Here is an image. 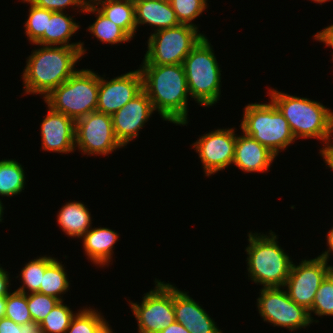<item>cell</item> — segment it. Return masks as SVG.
<instances>
[{
  "mask_svg": "<svg viewBox=\"0 0 333 333\" xmlns=\"http://www.w3.org/2000/svg\"><path fill=\"white\" fill-rule=\"evenodd\" d=\"M315 40L323 42L326 46L333 48V24L313 35ZM333 54V53H332ZM333 61V55H332Z\"/></svg>",
  "mask_w": 333,
  "mask_h": 333,
  "instance_id": "cell-37",
  "label": "cell"
},
{
  "mask_svg": "<svg viewBox=\"0 0 333 333\" xmlns=\"http://www.w3.org/2000/svg\"><path fill=\"white\" fill-rule=\"evenodd\" d=\"M154 108L148 95L142 90L112 117L114 132L118 141L125 147L139 137L138 133L151 118Z\"/></svg>",
  "mask_w": 333,
  "mask_h": 333,
  "instance_id": "cell-15",
  "label": "cell"
},
{
  "mask_svg": "<svg viewBox=\"0 0 333 333\" xmlns=\"http://www.w3.org/2000/svg\"><path fill=\"white\" fill-rule=\"evenodd\" d=\"M6 296L0 297V318L5 316Z\"/></svg>",
  "mask_w": 333,
  "mask_h": 333,
  "instance_id": "cell-42",
  "label": "cell"
},
{
  "mask_svg": "<svg viewBox=\"0 0 333 333\" xmlns=\"http://www.w3.org/2000/svg\"><path fill=\"white\" fill-rule=\"evenodd\" d=\"M328 259L317 256L313 259H302L299 265L292 263L285 289L292 301L310 311L313 300L321 282L331 272Z\"/></svg>",
  "mask_w": 333,
  "mask_h": 333,
  "instance_id": "cell-12",
  "label": "cell"
},
{
  "mask_svg": "<svg viewBox=\"0 0 333 333\" xmlns=\"http://www.w3.org/2000/svg\"><path fill=\"white\" fill-rule=\"evenodd\" d=\"M236 134L234 128L216 129L202 135L193 143L202 162L206 177L232 165L235 153Z\"/></svg>",
  "mask_w": 333,
  "mask_h": 333,
  "instance_id": "cell-13",
  "label": "cell"
},
{
  "mask_svg": "<svg viewBox=\"0 0 333 333\" xmlns=\"http://www.w3.org/2000/svg\"><path fill=\"white\" fill-rule=\"evenodd\" d=\"M142 90V75L139 68L109 81L99 75L96 111L112 116Z\"/></svg>",
  "mask_w": 333,
  "mask_h": 333,
  "instance_id": "cell-14",
  "label": "cell"
},
{
  "mask_svg": "<svg viewBox=\"0 0 333 333\" xmlns=\"http://www.w3.org/2000/svg\"><path fill=\"white\" fill-rule=\"evenodd\" d=\"M90 2L133 39L137 30L134 0H90Z\"/></svg>",
  "mask_w": 333,
  "mask_h": 333,
  "instance_id": "cell-23",
  "label": "cell"
},
{
  "mask_svg": "<svg viewBox=\"0 0 333 333\" xmlns=\"http://www.w3.org/2000/svg\"><path fill=\"white\" fill-rule=\"evenodd\" d=\"M282 289V290H281ZM257 307L263 321L289 331L312 324L309 311L292 301L284 287L261 288Z\"/></svg>",
  "mask_w": 333,
  "mask_h": 333,
  "instance_id": "cell-10",
  "label": "cell"
},
{
  "mask_svg": "<svg viewBox=\"0 0 333 333\" xmlns=\"http://www.w3.org/2000/svg\"><path fill=\"white\" fill-rule=\"evenodd\" d=\"M313 314L318 317L333 316V274L330 272L321 282L313 300V305L309 311L311 322H319L311 316Z\"/></svg>",
  "mask_w": 333,
  "mask_h": 333,
  "instance_id": "cell-32",
  "label": "cell"
},
{
  "mask_svg": "<svg viewBox=\"0 0 333 333\" xmlns=\"http://www.w3.org/2000/svg\"><path fill=\"white\" fill-rule=\"evenodd\" d=\"M26 328L5 316L0 318V333H24Z\"/></svg>",
  "mask_w": 333,
  "mask_h": 333,
  "instance_id": "cell-36",
  "label": "cell"
},
{
  "mask_svg": "<svg viewBox=\"0 0 333 333\" xmlns=\"http://www.w3.org/2000/svg\"><path fill=\"white\" fill-rule=\"evenodd\" d=\"M5 317L25 327L35 326L28 309L27 294L14 290L6 295Z\"/></svg>",
  "mask_w": 333,
  "mask_h": 333,
  "instance_id": "cell-31",
  "label": "cell"
},
{
  "mask_svg": "<svg viewBox=\"0 0 333 333\" xmlns=\"http://www.w3.org/2000/svg\"><path fill=\"white\" fill-rule=\"evenodd\" d=\"M75 147L87 155H108L124 147L116 138L112 117L92 112L75 121Z\"/></svg>",
  "mask_w": 333,
  "mask_h": 333,
  "instance_id": "cell-11",
  "label": "cell"
},
{
  "mask_svg": "<svg viewBox=\"0 0 333 333\" xmlns=\"http://www.w3.org/2000/svg\"><path fill=\"white\" fill-rule=\"evenodd\" d=\"M240 128L276 156L296 140L288 121L271 100L246 105Z\"/></svg>",
  "mask_w": 333,
  "mask_h": 333,
  "instance_id": "cell-7",
  "label": "cell"
},
{
  "mask_svg": "<svg viewBox=\"0 0 333 333\" xmlns=\"http://www.w3.org/2000/svg\"><path fill=\"white\" fill-rule=\"evenodd\" d=\"M106 322L98 310L85 307L73 316L66 333H97Z\"/></svg>",
  "mask_w": 333,
  "mask_h": 333,
  "instance_id": "cell-29",
  "label": "cell"
},
{
  "mask_svg": "<svg viewBox=\"0 0 333 333\" xmlns=\"http://www.w3.org/2000/svg\"><path fill=\"white\" fill-rule=\"evenodd\" d=\"M157 333H190V331L185 328V326L175 321L174 323L170 324L168 327Z\"/></svg>",
  "mask_w": 333,
  "mask_h": 333,
  "instance_id": "cell-40",
  "label": "cell"
},
{
  "mask_svg": "<svg viewBox=\"0 0 333 333\" xmlns=\"http://www.w3.org/2000/svg\"><path fill=\"white\" fill-rule=\"evenodd\" d=\"M57 222L62 231L72 238H80L91 229L89 209L79 201L67 202L57 213Z\"/></svg>",
  "mask_w": 333,
  "mask_h": 333,
  "instance_id": "cell-22",
  "label": "cell"
},
{
  "mask_svg": "<svg viewBox=\"0 0 333 333\" xmlns=\"http://www.w3.org/2000/svg\"><path fill=\"white\" fill-rule=\"evenodd\" d=\"M180 24L198 26L192 20L199 17L207 8V0H169Z\"/></svg>",
  "mask_w": 333,
  "mask_h": 333,
  "instance_id": "cell-33",
  "label": "cell"
},
{
  "mask_svg": "<svg viewBox=\"0 0 333 333\" xmlns=\"http://www.w3.org/2000/svg\"><path fill=\"white\" fill-rule=\"evenodd\" d=\"M311 1H313V2H317V4L319 3V4H321L322 5V3H325V2H327V1H331V0H311Z\"/></svg>",
  "mask_w": 333,
  "mask_h": 333,
  "instance_id": "cell-46",
  "label": "cell"
},
{
  "mask_svg": "<svg viewBox=\"0 0 333 333\" xmlns=\"http://www.w3.org/2000/svg\"><path fill=\"white\" fill-rule=\"evenodd\" d=\"M27 58L23 69V89L26 94H40L43 99L76 71L82 57L81 47L38 45Z\"/></svg>",
  "mask_w": 333,
  "mask_h": 333,
  "instance_id": "cell-2",
  "label": "cell"
},
{
  "mask_svg": "<svg viewBox=\"0 0 333 333\" xmlns=\"http://www.w3.org/2000/svg\"><path fill=\"white\" fill-rule=\"evenodd\" d=\"M198 31L195 26L180 24L151 33L141 65L182 64L191 50L205 37Z\"/></svg>",
  "mask_w": 333,
  "mask_h": 333,
  "instance_id": "cell-8",
  "label": "cell"
},
{
  "mask_svg": "<svg viewBox=\"0 0 333 333\" xmlns=\"http://www.w3.org/2000/svg\"><path fill=\"white\" fill-rule=\"evenodd\" d=\"M99 75L91 69H78L70 78L44 98L53 111L78 120L96 112Z\"/></svg>",
  "mask_w": 333,
  "mask_h": 333,
  "instance_id": "cell-6",
  "label": "cell"
},
{
  "mask_svg": "<svg viewBox=\"0 0 333 333\" xmlns=\"http://www.w3.org/2000/svg\"><path fill=\"white\" fill-rule=\"evenodd\" d=\"M276 155L267 147L260 144L253 137L246 135L237 136L234 153V166L244 172H268Z\"/></svg>",
  "mask_w": 333,
  "mask_h": 333,
  "instance_id": "cell-18",
  "label": "cell"
},
{
  "mask_svg": "<svg viewBox=\"0 0 333 333\" xmlns=\"http://www.w3.org/2000/svg\"><path fill=\"white\" fill-rule=\"evenodd\" d=\"M331 273L333 274V266H331V269H330Z\"/></svg>",
  "mask_w": 333,
  "mask_h": 333,
  "instance_id": "cell-47",
  "label": "cell"
},
{
  "mask_svg": "<svg viewBox=\"0 0 333 333\" xmlns=\"http://www.w3.org/2000/svg\"><path fill=\"white\" fill-rule=\"evenodd\" d=\"M74 313L60 301L37 326L42 333H66Z\"/></svg>",
  "mask_w": 333,
  "mask_h": 333,
  "instance_id": "cell-28",
  "label": "cell"
},
{
  "mask_svg": "<svg viewBox=\"0 0 333 333\" xmlns=\"http://www.w3.org/2000/svg\"><path fill=\"white\" fill-rule=\"evenodd\" d=\"M5 208L0 204V222H2V220H3V214H4V212H3V210H4Z\"/></svg>",
  "mask_w": 333,
  "mask_h": 333,
  "instance_id": "cell-45",
  "label": "cell"
},
{
  "mask_svg": "<svg viewBox=\"0 0 333 333\" xmlns=\"http://www.w3.org/2000/svg\"><path fill=\"white\" fill-rule=\"evenodd\" d=\"M97 333H114L111 329V326H109L108 322H106Z\"/></svg>",
  "mask_w": 333,
  "mask_h": 333,
  "instance_id": "cell-43",
  "label": "cell"
},
{
  "mask_svg": "<svg viewBox=\"0 0 333 333\" xmlns=\"http://www.w3.org/2000/svg\"><path fill=\"white\" fill-rule=\"evenodd\" d=\"M142 89L164 121L188 123L189 89L182 64L141 65Z\"/></svg>",
  "mask_w": 333,
  "mask_h": 333,
  "instance_id": "cell-1",
  "label": "cell"
},
{
  "mask_svg": "<svg viewBox=\"0 0 333 333\" xmlns=\"http://www.w3.org/2000/svg\"><path fill=\"white\" fill-rule=\"evenodd\" d=\"M83 13H96V20L87 30L100 42L109 45L129 42L132 38L118 25L104 16L90 1Z\"/></svg>",
  "mask_w": 333,
  "mask_h": 333,
  "instance_id": "cell-24",
  "label": "cell"
},
{
  "mask_svg": "<svg viewBox=\"0 0 333 333\" xmlns=\"http://www.w3.org/2000/svg\"><path fill=\"white\" fill-rule=\"evenodd\" d=\"M79 28L80 25L72 16H68L64 12L52 11L51 18L48 19L47 31H44V35L34 45L81 47L83 56L87 51L83 42L69 43L70 38Z\"/></svg>",
  "mask_w": 333,
  "mask_h": 333,
  "instance_id": "cell-21",
  "label": "cell"
},
{
  "mask_svg": "<svg viewBox=\"0 0 333 333\" xmlns=\"http://www.w3.org/2000/svg\"><path fill=\"white\" fill-rule=\"evenodd\" d=\"M24 333H42L37 326L27 327Z\"/></svg>",
  "mask_w": 333,
  "mask_h": 333,
  "instance_id": "cell-44",
  "label": "cell"
},
{
  "mask_svg": "<svg viewBox=\"0 0 333 333\" xmlns=\"http://www.w3.org/2000/svg\"><path fill=\"white\" fill-rule=\"evenodd\" d=\"M212 47L205 36L182 63L189 95L203 107L213 106L221 95V70Z\"/></svg>",
  "mask_w": 333,
  "mask_h": 333,
  "instance_id": "cell-5",
  "label": "cell"
},
{
  "mask_svg": "<svg viewBox=\"0 0 333 333\" xmlns=\"http://www.w3.org/2000/svg\"><path fill=\"white\" fill-rule=\"evenodd\" d=\"M25 171L16 159L0 160V195L2 197H13L20 194L26 184ZM0 204L3 203L0 199Z\"/></svg>",
  "mask_w": 333,
  "mask_h": 333,
  "instance_id": "cell-25",
  "label": "cell"
},
{
  "mask_svg": "<svg viewBox=\"0 0 333 333\" xmlns=\"http://www.w3.org/2000/svg\"><path fill=\"white\" fill-rule=\"evenodd\" d=\"M54 259V257L45 255L30 260L21 269L19 276L21 277L20 279L23 283L18 289L15 290L25 294L39 292L40 284L42 283V275H44L45 268Z\"/></svg>",
  "mask_w": 333,
  "mask_h": 333,
  "instance_id": "cell-27",
  "label": "cell"
},
{
  "mask_svg": "<svg viewBox=\"0 0 333 333\" xmlns=\"http://www.w3.org/2000/svg\"><path fill=\"white\" fill-rule=\"evenodd\" d=\"M248 277L263 288L284 287L293 261L277 241V235L248 232Z\"/></svg>",
  "mask_w": 333,
  "mask_h": 333,
  "instance_id": "cell-4",
  "label": "cell"
},
{
  "mask_svg": "<svg viewBox=\"0 0 333 333\" xmlns=\"http://www.w3.org/2000/svg\"><path fill=\"white\" fill-rule=\"evenodd\" d=\"M327 246H328V248L326 249L327 251H324L320 256L325 257L326 259L329 260V257L331 256L330 253H333V226L327 233Z\"/></svg>",
  "mask_w": 333,
  "mask_h": 333,
  "instance_id": "cell-41",
  "label": "cell"
},
{
  "mask_svg": "<svg viewBox=\"0 0 333 333\" xmlns=\"http://www.w3.org/2000/svg\"><path fill=\"white\" fill-rule=\"evenodd\" d=\"M59 302V299L39 292L27 294V304L33 324L38 326Z\"/></svg>",
  "mask_w": 333,
  "mask_h": 333,
  "instance_id": "cell-34",
  "label": "cell"
},
{
  "mask_svg": "<svg viewBox=\"0 0 333 333\" xmlns=\"http://www.w3.org/2000/svg\"><path fill=\"white\" fill-rule=\"evenodd\" d=\"M321 156L323 157L325 163L331 170H333V143H330L326 147L320 148Z\"/></svg>",
  "mask_w": 333,
  "mask_h": 333,
  "instance_id": "cell-39",
  "label": "cell"
},
{
  "mask_svg": "<svg viewBox=\"0 0 333 333\" xmlns=\"http://www.w3.org/2000/svg\"><path fill=\"white\" fill-rule=\"evenodd\" d=\"M21 2L30 3L29 15L24 27L28 41L35 44L44 35V31H47L48 19L51 18L52 11L37 7L29 0Z\"/></svg>",
  "mask_w": 333,
  "mask_h": 333,
  "instance_id": "cell-30",
  "label": "cell"
},
{
  "mask_svg": "<svg viewBox=\"0 0 333 333\" xmlns=\"http://www.w3.org/2000/svg\"><path fill=\"white\" fill-rule=\"evenodd\" d=\"M175 321L187 328L190 333H222L216 322L209 316L188 292L174 286Z\"/></svg>",
  "mask_w": 333,
  "mask_h": 333,
  "instance_id": "cell-17",
  "label": "cell"
},
{
  "mask_svg": "<svg viewBox=\"0 0 333 333\" xmlns=\"http://www.w3.org/2000/svg\"><path fill=\"white\" fill-rule=\"evenodd\" d=\"M118 237L119 234L110 228H91L81 237L87 259L99 267L108 266L112 260L114 244Z\"/></svg>",
  "mask_w": 333,
  "mask_h": 333,
  "instance_id": "cell-20",
  "label": "cell"
},
{
  "mask_svg": "<svg viewBox=\"0 0 333 333\" xmlns=\"http://www.w3.org/2000/svg\"><path fill=\"white\" fill-rule=\"evenodd\" d=\"M10 276L8 272L0 266V297L6 296L10 293L9 286L11 285L9 282Z\"/></svg>",
  "mask_w": 333,
  "mask_h": 333,
  "instance_id": "cell-38",
  "label": "cell"
},
{
  "mask_svg": "<svg viewBox=\"0 0 333 333\" xmlns=\"http://www.w3.org/2000/svg\"><path fill=\"white\" fill-rule=\"evenodd\" d=\"M47 107V115L40 125L42 150L63 154L74 152L75 120Z\"/></svg>",
  "mask_w": 333,
  "mask_h": 333,
  "instance_id": "cell-16",
  "label": "cell"
},
{
  "mask_svg": "<svg viewBox=\"0 0 333 333\" xmlns=\"http://www.w3.org/2000/svg\"><path fill=\"white\" fill-rule=\"evenodd\" d=\"M268 95L288 121L297 138H317L327 146L333 143V112L322 103L306 97L270 89ZM332 139V140H331Z\"/></svg>",
  "mask_w": 333,
  "mask_h": 333,
  "instance_id": "cell-3",
  "label": "cell"
},
{
  "mask_svg": "<svg viewBox=\"0 0 333 333\" xmlns=\"http://www.w3.org/2000/svg\"><path fill=\"white\" fill-rule=\"evenodd\" d=\"M37 7L48 9L50 11L63 12L67 7L75 6V9H80L81 13L84 12L86 5L90 0H29Z\"/></svg>",
  "mask_w": 333,
  "mask_h": 333,
  "instance_id": "cell-35",
  "label": "cell"
},
{
  "mask_svg": "<svg viewBox=\"0 0 333 333\" xmlns=\"http://www.w3.org/2000/svg\"><path fill=\"white\" fill-rule=\"evenodd\" d=\"M62 262L56 258L45 268L42 275V283L40 284L39 293L49 295L64 301L61 295L70 289V281Z\"/></svg>",
  "mask_w": 333,
  "mask_h": 333,
  "instance_id": "cell-26",
  "label": "cell"
},
{
  "mask_svg": "<svg viewBox=\"0 0 333 333\" xmlns=\"http://www.w3.org/2000/svg\"><path fill=\"white\" fill-rule=\"evenodd\" d=\"M155 288L144 293L141 303L129 301L138 333H157L175 322L174 286L155 279Z\"/></svg>",
  "mask_w": 333,
  "mask_h": 333,
  "instance_id": "cell-9",
  "label": "cell"
},
{
  "mask_svg": "<svg viewBox=\"0 0 333 333\" xmlns=\"http://www.w3.org/2000/svg\"><path fill=\"white\" fill-rule=\"evenodd\" d=\"M134 4L137 28L148 24L156 32L180 25L169 0H134Z\"/></svg>",
  "mask_w": 333,
  "mask_h": 333,
  "instance_id": "cell-19",
  "label": "cell"
}]
</instances>
